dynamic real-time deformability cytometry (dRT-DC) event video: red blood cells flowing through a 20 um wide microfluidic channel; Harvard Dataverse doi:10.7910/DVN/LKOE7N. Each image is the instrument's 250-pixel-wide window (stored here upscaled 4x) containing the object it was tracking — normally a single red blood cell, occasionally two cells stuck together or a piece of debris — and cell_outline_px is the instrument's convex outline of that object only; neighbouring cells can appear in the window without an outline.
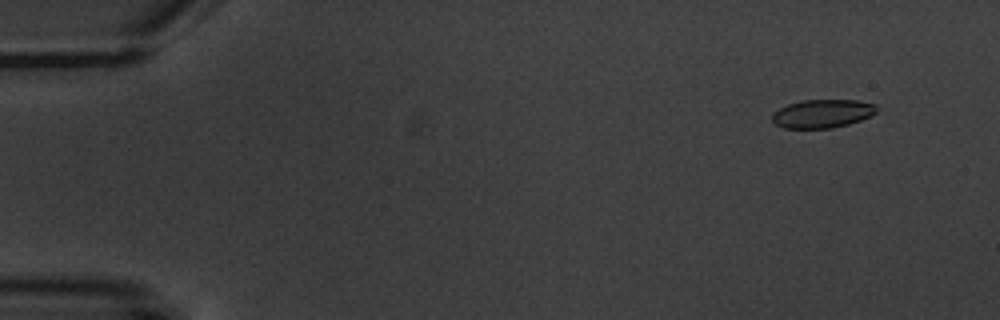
{"species": "common noctule bat (a hibernating species)", "species_latin": "Nyctalus noctula", "temperature_condition": "warm", "stored_images_in_passage": 6, "camera_frame_rate_fps": 3000, "um_per_image_px": 0.085, "animal": {"sex": "male", "body_mass_g": 20.1, "forearm_length_mm": 53.5}, "frame": {"image": 1, "passage_image": 1, "time_ms": 0.0, "image_size_px": [1000, 320], "cell_outline_px": [[876, 112], [860, 120], [848, 124], [832, 128], [784, 128], [776, 124], [772, 120], [772, 112], [788, 104], [804, 100], [856, 100], [876, 104]], "centroid_in_image_um": [69.88, 9.65], "position_along_channel_um": 15.1, "area_um2": 17.17}}
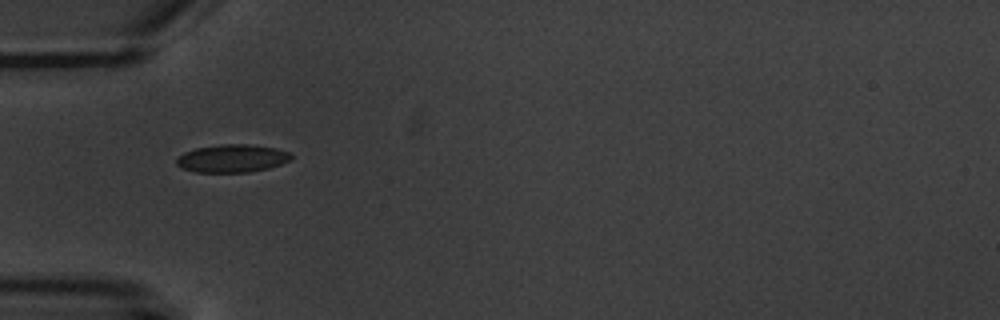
{"frame": {"image": 2, "passage_image": 5, "time_ms": 4.667, "image_size_px": [1000, 320], "cell_outline_px": [[292, 160], [268, 168], [248, 172], [196, 172], [180, 168], [176, 164], [176, 160], [184, 152], [196, 148], [220, 144], [248, 144], [276, 148], [288, 152], [292, 156]], "centroid_in_image_um": [19.72, 13.46], "position_along_channel_um": 65.3, "area_um2": 18.61}}